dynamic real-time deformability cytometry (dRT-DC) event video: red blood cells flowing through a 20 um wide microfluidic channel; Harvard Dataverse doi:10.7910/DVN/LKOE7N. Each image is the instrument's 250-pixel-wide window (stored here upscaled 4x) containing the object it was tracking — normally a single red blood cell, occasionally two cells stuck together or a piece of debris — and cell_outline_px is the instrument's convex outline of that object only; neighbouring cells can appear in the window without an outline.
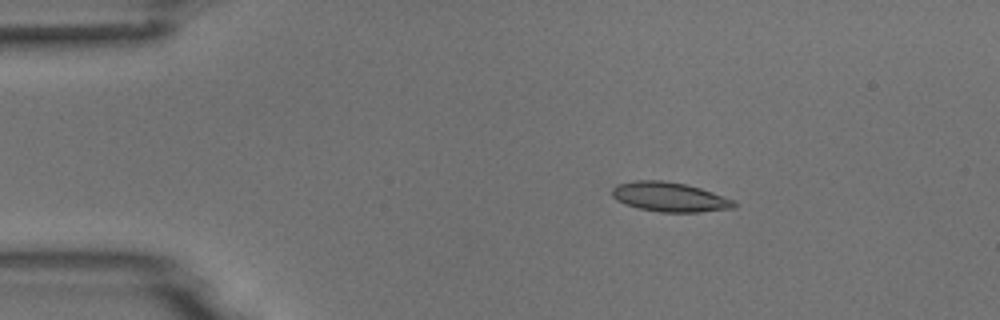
{"species": "common noctule bat (a hibernating species)", "species_latin": "Nyctalus noctula", "temperature_condition": "room temperature", "stored_images_in_passage": 4, "camera_frame_rate_fps": 3000, "um_per_image_px": 0.085, "animal": {"sex": "male", "body_mass_g": 18.8}, "frame": {"image": 1, "passage_image": 3, "time_ms": 2.333, "image_size_px": [1000, 320], "cell_outline_px": [[736, 208], [700, 212], [660, 212], [640, 208], [616, 200], [612, 196], [612, 188], [616, 184], [636, 180], [664, 180], [684, 184], [700, 188], [736, 200]], "centroid_in_image_um": [56.94, 16.74], "position_along_channel_um": 28.1, "area_um2": 20.98}}